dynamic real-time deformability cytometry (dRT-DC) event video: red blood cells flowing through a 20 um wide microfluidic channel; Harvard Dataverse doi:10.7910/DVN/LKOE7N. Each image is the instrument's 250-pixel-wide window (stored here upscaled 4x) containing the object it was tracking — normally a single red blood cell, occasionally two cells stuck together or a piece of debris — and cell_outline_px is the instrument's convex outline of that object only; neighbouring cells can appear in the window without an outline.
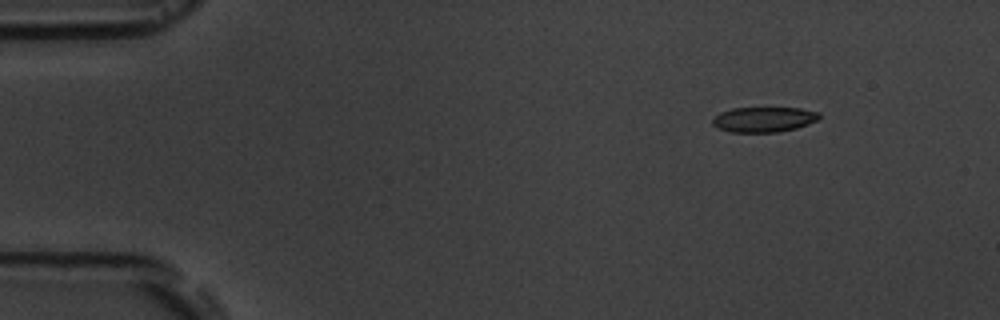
{"species": "common noctule bat (a hibernating species)", "species_latin": "Nyctalus noctula", "temperature_condition": "room temperature", "stored_images_in_passage": 5, "camera_frame_rate_fps": 3000, "um_per_image_px": 0.085, "animal": {"sex": "male", "body_mass_g": 19.5, "forearm_length_mm": 54.6}, "frame": {"image": 1, "passage_image": 1, "time_ms": 0.0, "image_size_px": [1000, 320], "cell_outline_px": [[820, 116], [816, 120], [808, 124], [796, 128], [780, 132], [728, 132], [716, 128], [712, 124], [712, 120], [720, 112], [732, 108], [800, 108], [820, 112]], "centroid_in_image_um": [64.9, 10.16], "position_along_channel_um": 20.1, "area_um2": 15.72}}
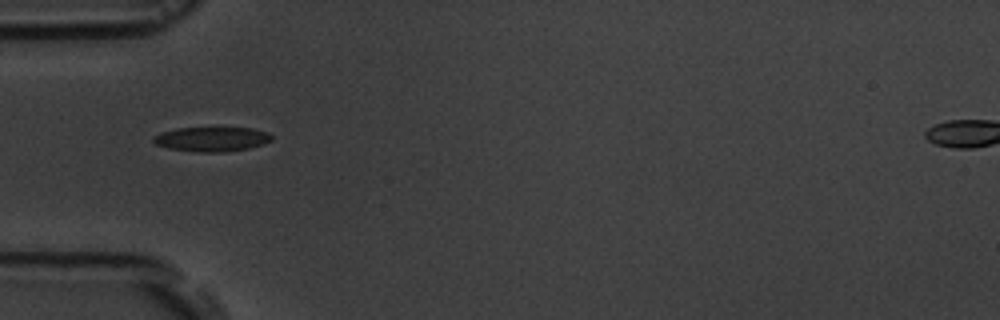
{"frame": {"image": 2, "passage_image": 4, "time_ms": 3.667, "image_size_px": [1000, 320], "cell_outline_px": [[272, 140], [264, 144], [248, 148], [224, 152], [196, 152], [168, 148], [156, 144], [152, 140], [156, 136], [164, 132], [176, 128], [252, 128], [268, 132], [272, 136]], "centroid_in_image_um": [18.04, 11.83], "position_along_channel_um": 67.0, "area_um2": 16.76}}
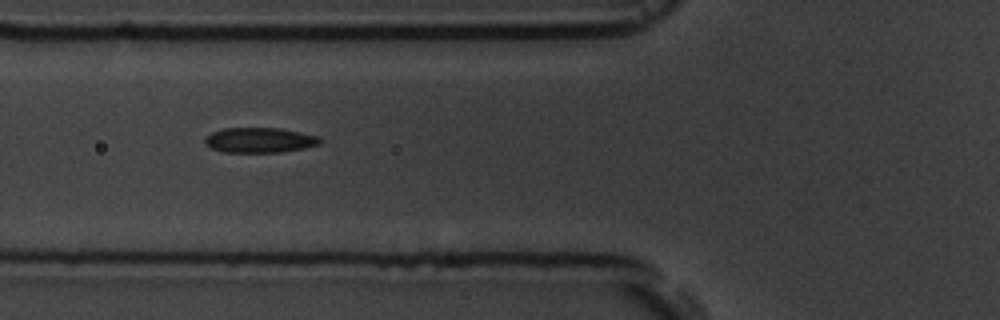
{"frame": {"image": 3, "passage_image": 5, "time_ms": 4.667, "image_size_px": [1000, 320], "cell_outline_px": [[320, 144], [304, 148], [280, 152], [224, 152], [212, 148], [204, 144], [204, 136], [212, 132], [224, 128], [280, 128], [320, 136]], "centroid_in_image_um": [22.04, 11.9], "position_along_channel_um": 103.8, "area_um2": 16.88}}